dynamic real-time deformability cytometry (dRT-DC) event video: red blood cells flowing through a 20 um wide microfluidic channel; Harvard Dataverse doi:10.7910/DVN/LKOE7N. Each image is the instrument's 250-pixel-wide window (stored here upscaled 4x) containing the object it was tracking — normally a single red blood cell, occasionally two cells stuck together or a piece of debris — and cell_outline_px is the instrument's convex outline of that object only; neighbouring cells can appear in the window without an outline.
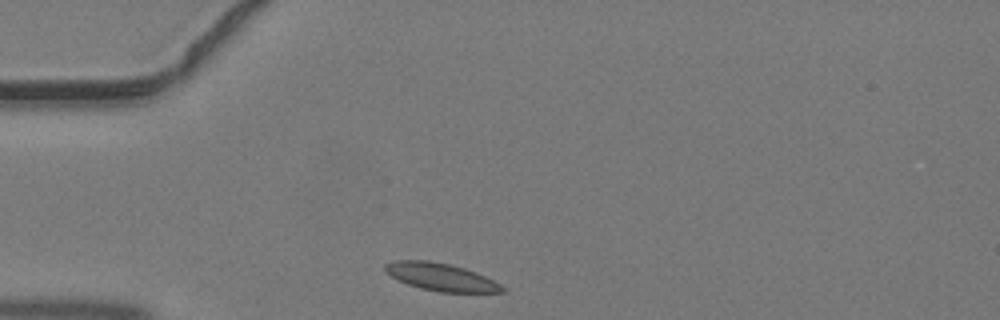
{"species": "common noctule bat (a hibernating species)", "species_latin": "Nyctalus noctula", "temperature_condition": "warm", "stored_images_in_passage": 34, "camera_frame_rate_fps": 3000, "um_per_image_px": 0.085, "animal": {"sex": "male", "body_mass_g": 19.2, "forearm_length_mm": 51.8}, "frame": {"image": 1, "passage_image": 1, "time_ms": 0.0, "image_size_px": [1000, 320], "cell_outline_px": [[504, 292], [440, 292], [420, 288], [408, 284], [384, 272], [384, 264], [392, 260], [428, 260], [448, 264], [464, 268], [476, 272], [500, 284], [504, 288]], "centroid_in_image_um": [37.43, 23.53], "position_along_channel_um": 47.6, "area_um2": 18.67}}
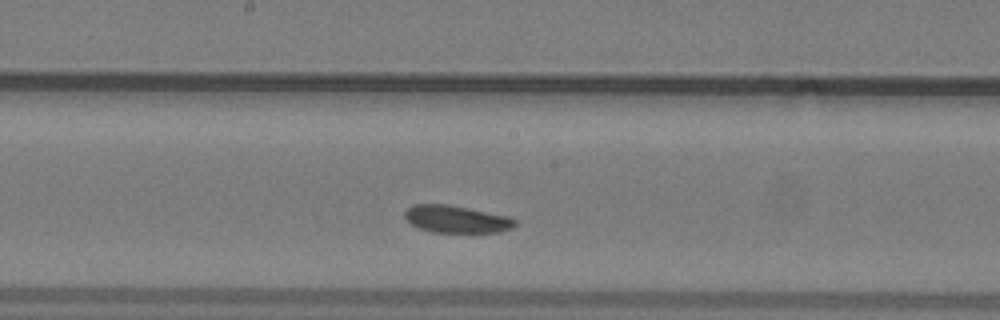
{"frame": {"image": 2, "passage_image": 13, "time_ms": 4.0, "image_size_px": [1000, 320], "cell_outline_px": [[516, 224], [512, 228], [500, 232], [432, 232], [420, 228], [412, 224], [404, 216], [404, 212], [412, 204], [448, 204], [508, 216], [516, 220]], "centroid_in_image_um": [38.8, 18.62], "position_along_channel_um": 209.4, "area_um2": 17.46}}
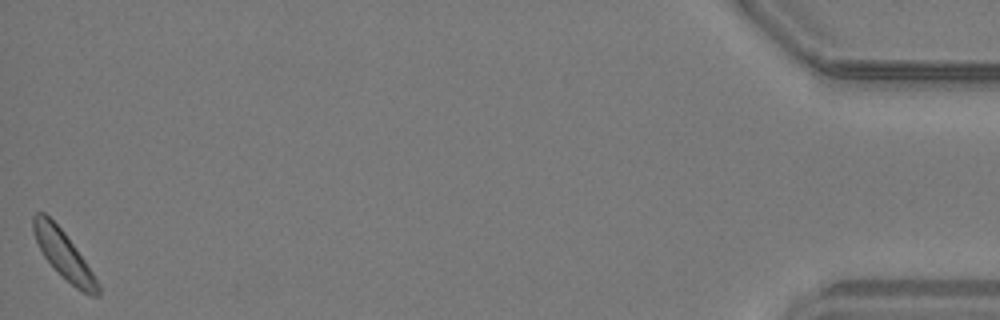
{"frame": {"image": 3, "passage_image": 34, "time_ms": 11.0, "image_size_px": [1000, 320], "cell_outline_px": [[100, 296], [92, 296], [76, 288], [44, 256], [32, 232], [32, 216], [36, 212], [44, 212], [64, 232], [76, 248], [100, 284]], "centroid_in_image_um": [5.41, 21.62], "position_along_channel_um": 429.8, "area_um2": 17.46}}